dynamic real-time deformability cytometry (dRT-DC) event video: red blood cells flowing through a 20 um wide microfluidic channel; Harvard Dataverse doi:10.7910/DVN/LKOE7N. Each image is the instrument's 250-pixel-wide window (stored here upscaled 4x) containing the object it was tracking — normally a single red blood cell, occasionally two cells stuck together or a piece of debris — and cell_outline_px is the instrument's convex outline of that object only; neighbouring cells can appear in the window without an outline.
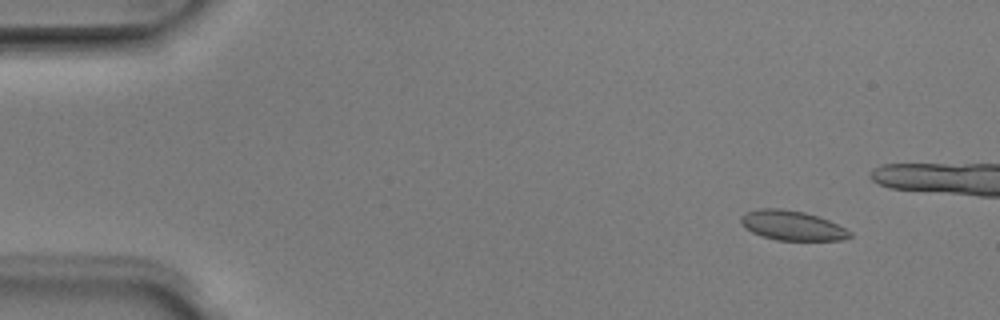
{"species": "Egyptian fruit bat (a non-hibernating species)", "species_latin": "Rousettus aegyptiacus", "temperature_condition": "room temperature", "stored_images_in_passage": 5, "camera_frame_rate_fps": 3000, "um_per_image_px": 0.085, "animal": {"sex": "male"}, "frame": {"image": 1, "passage_image": 1, "time_ms": 0.0, "image_size_px": [1000, 320], "cell_outline_px": [[852, 236], [840, 240], [776, 240], [760, 236], [752, 232], [740, 220], [740, 216], [744, 212], [760, 208], [780, 208], [804, 212], [828, 220], [852, 232]], "centroid_in_image_um": [67.3, 19.16], "position_along_channel_um": 17.7, "area_um2": 18.67}}